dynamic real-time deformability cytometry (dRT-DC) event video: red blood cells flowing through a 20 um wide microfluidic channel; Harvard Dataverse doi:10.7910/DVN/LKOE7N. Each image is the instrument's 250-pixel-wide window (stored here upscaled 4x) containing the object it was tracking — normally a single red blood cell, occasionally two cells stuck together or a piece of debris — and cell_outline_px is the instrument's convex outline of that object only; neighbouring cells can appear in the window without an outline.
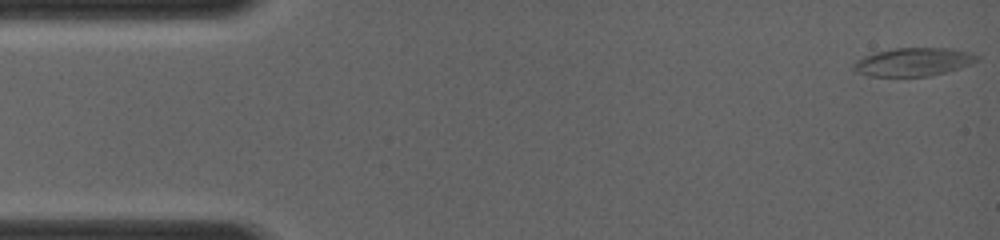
{"species": "common noctule bat (a hibernating species)", "species_latin": "Nyctalus noctula", "temperature_condition": "room temperature", "stored_images_in_passage": 17, "camera_frame_rate_fps": 4000, "um_per_image_px": 0.085, "animal": {"sex": "female", "body_mass_g": 19.0, "forearm_length_mm": 56.7}, "frame": {"image": 1, "passage_image": 1, "time_ms": 0.0, "image_size_px": [1000, 240], "cell_outline_px": [[980, 56], [972, 64], [960, 68], [928, 76], [868, 76], [856, 72], [852, 68], [852, 64], [856, 60], [872, 52], [896, 48], [952, 48], [968, 52]], "centroid_in_image_um": [77.59, 5.26], "position_along_channel_um": 7.4, "area_um2": 20.4}}
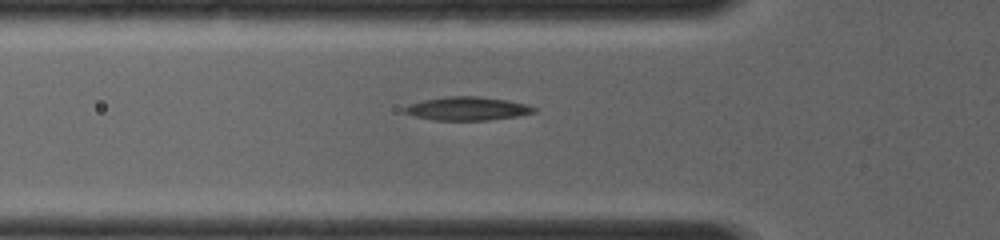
{"frame": {"image": 2, "passage_image": 12, "time_ms": 4.25, "image_size_px": [1000, 240], "cell_outline_px": [[536, 112], [516, 116], [488, 120], [432, 120], [416, 116], [404, 112], [404, 108], [408, 104], [424, 100], [448, 96], [480, 96], [508, 100], [528, 104], [536, 108]], "centroid_in_image_um": [39.75, 9.22], "position_along_channel_um": 86.1, "area_um2": 17.69}}
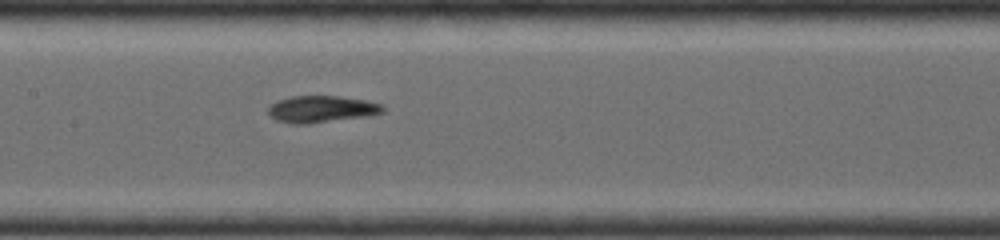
{"frame": {"image": 3, "passage_image": 17, "time_ms": 6.25, "image_size_px": [1000, 240], "cell_outline_px": [[384, 112], [368, 116], [308, 124], [292, 124], [276, 120], [268, 116], [268, 108], [276, 100], [292, 96], [340, 96], [364, 100], [384, 104]], "centroid_in_image_um": [27.31, 9.28], "position_along_channel_um": 180.1, "area_um2": 18.09}}